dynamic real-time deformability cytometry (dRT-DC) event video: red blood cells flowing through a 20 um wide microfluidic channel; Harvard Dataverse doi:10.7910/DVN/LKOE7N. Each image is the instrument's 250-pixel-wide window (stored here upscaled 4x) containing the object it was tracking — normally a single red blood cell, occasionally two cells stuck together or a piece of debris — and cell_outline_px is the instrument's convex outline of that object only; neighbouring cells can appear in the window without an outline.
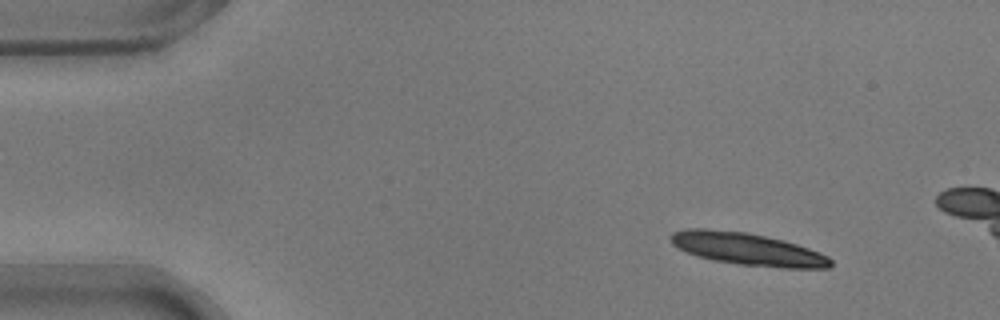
{"species": "common noctule bat (a hibernating species)", "species_latin": "Nyctalus noctula", "temperature_condition": "warm", "stored_images_in_passage": 11, "camera_frame_rate_fps": 3000, "um_per_image_px": 0.085, "animal": {"sex": "male", "body_mass_g": 17.9}, "frame": {"image": 1, "passage_image": 1, "time_ms": 0.0, "image_size_px": [1000, 320], "cell_outline_px": [[832, 264], [828, 268], [784, 268], [740, 264], [712, 260], [696, 256], [672, 244], [668, 236], [672, 232], [688, 228], [704, 228], [744, 232], [784, 240], [820, 252], [828, 256], [832, 260]], "centroid_in_image_um": [63.52, 21.17], "position_along_channel_um": 21.5, "area_um2": 30.06}}